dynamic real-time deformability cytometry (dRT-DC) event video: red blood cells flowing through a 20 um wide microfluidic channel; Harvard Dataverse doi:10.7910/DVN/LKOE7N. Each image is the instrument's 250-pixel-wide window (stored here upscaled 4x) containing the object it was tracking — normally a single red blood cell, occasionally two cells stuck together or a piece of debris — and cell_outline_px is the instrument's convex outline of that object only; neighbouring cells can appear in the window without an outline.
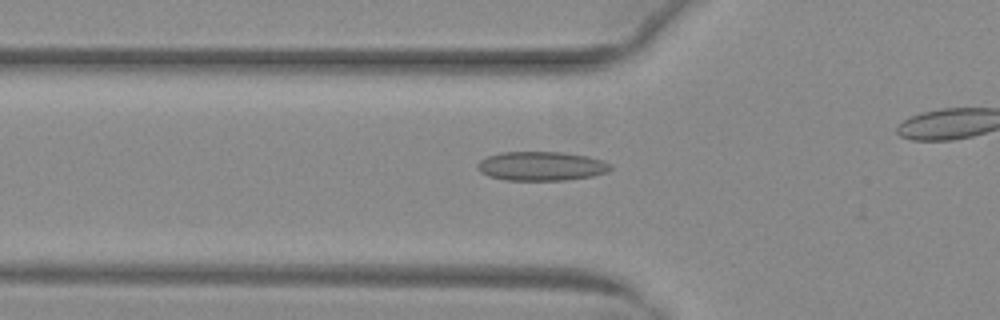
{"species": "common noctule bat (a hibernating species)", "species_latin": "Nyctalus noctula", "temperature_condition": "warm", "stored_images_in_passage": 27, "camera_frame_rate_fps": 3000, "um_per_image_px": 0.085, "animal": {"sex": "female", "body_mass_g": 29.2, "forearm_length_mm": 56.3}, "frame": {"image": 1, "passage_image": 19, "time_ms": 6.0, "image_size_px": [1000, 320], "cell_outline_px": [[612, 168], [608, 172], [592, 176], [564, 180], [504, 180], [488, 176], [480, 172], [476, 168], [476, 164], [480, 160], [488, 156], [500, 152], [564, 152], [588, 156], [612, 164]], "centroid_in_image_um": [45.99, 14.12], "position_along_channel_um": 79.8, "area_um2": 22.72}}
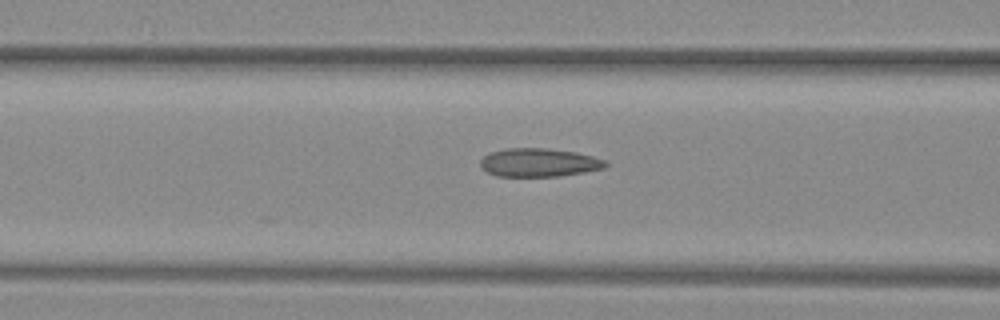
{"frame": {"image": 2, "passage_image": 22, "time_ms": 7.0, "image_size_px": [1000, 320], "cell_outline_px": [[608, 164], [604, 168], [584, 172], [560, 176], [496, 176], [480, 168], [480, 160], [488, 152], [504, 148], [544, 148], [576, 152], [608, 160]], "centroid_in_image_um": [45.79, 13.81], "position_along_channel_um": 120.8, "area_um2": 20.92}}
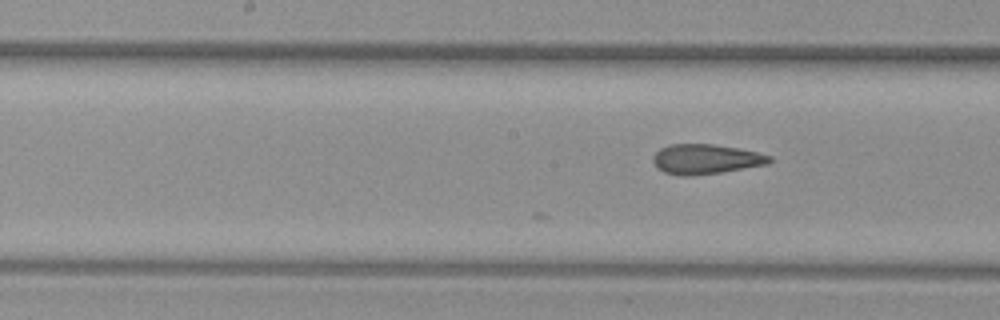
{"frame": {"image": 3, "passage_image": 27, "time_ms": 8.667, "image_size_px": [1000, 320], "cell_outline_px": [[772, 160], [768, 164], [720, 172], [692, 176], [680, 176], [664, 172], [652, 160], [652, 156], [660, 148], [668, 144], [712, 144], [736, 148], [756, 152], [772, 156]], "centroid_in_image_um": [59.97, 13.52], "position_along_channel_um": 188.2, "area_um2": 20.11}}